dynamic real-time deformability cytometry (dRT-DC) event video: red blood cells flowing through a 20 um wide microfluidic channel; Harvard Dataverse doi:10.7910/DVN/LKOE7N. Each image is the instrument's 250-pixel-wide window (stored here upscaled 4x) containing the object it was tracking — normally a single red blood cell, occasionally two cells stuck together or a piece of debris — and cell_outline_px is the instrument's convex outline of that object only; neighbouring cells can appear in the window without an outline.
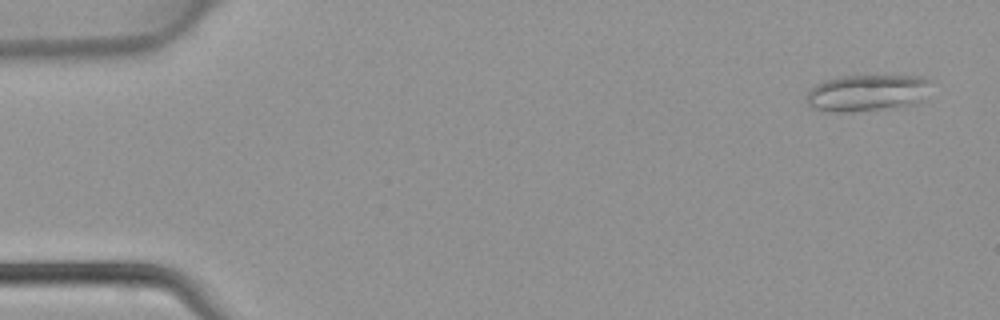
{"species": "common noctule bat (a hibernating species)", "species_latin": "Nyctalus noctula", "temperature_condition": "warm", "stored_images_in_passage": 4, "camera_frame_rate_fps": 3000, "um_per_image_px": 0.085, "animal": {"sex": "female", "body_mass_g": 22.7, "forearm_length_mm": 54.2}, "frame": {"image": 1, "passage_image": 1, "time_ms": 0.0, "image_size_px": [1000, 320], "cell_outline_px": [[928, 80], [920, 100], [916, 104], [896, 108], [848, 112], [836, 112], [812, 108], [804, 100], [808, 92], [816, 84], [824, 80], [840, 76], [888, 72], [920, 76]], "centroid_in_image_um": [73.66, 7.85], "position_along_channel_um": 11.3, "area_um2": 27.51}}